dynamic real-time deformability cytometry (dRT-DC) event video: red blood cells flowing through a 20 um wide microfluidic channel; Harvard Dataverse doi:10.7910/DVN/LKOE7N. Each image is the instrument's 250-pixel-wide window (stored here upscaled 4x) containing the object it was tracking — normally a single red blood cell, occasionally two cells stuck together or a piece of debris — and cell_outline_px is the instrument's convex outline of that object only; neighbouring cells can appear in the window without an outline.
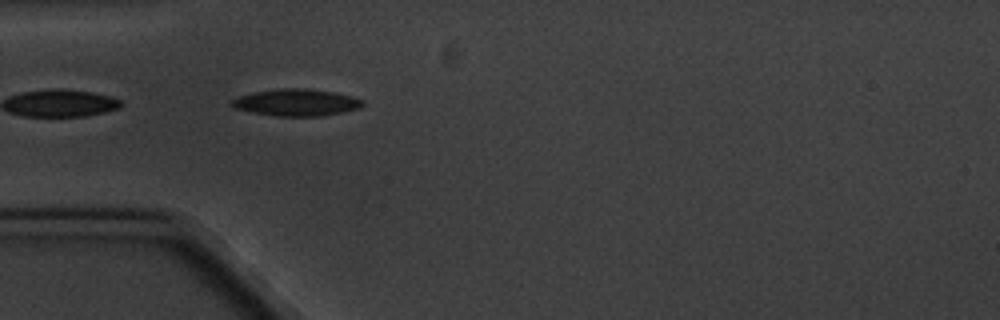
{"species": "common noctule bat (a hibernating species)", "species_latin": "Nyctalus noctula", "temperature_condition": "cold", "stored_images_in_passage": 6, "camera_frame_rate_fps": 3000, "um_per_image_px": 0.085, "animal": {"sex": "male", "body_mass_g": 20.1, "forearm_length_mm": 53.5}, "frame": {"image": 1, "passage_image": 4, "time_ms": 4.333, "image_size_px": [1000, 320], "cell_outline_px": [[364, 104], [360, 108], [320, 116], [276, 116], [252, 112], [232, 108], [228, 104], [228, 100], [240, 96], [256, 92], [276, 88], [300, 88], [332, 92], [352, 96], [364, 100]], "centroid_in_image_um": [25.13, 8.71], "position_along_channel_um": 59.9, "area_um2": 20.52}}